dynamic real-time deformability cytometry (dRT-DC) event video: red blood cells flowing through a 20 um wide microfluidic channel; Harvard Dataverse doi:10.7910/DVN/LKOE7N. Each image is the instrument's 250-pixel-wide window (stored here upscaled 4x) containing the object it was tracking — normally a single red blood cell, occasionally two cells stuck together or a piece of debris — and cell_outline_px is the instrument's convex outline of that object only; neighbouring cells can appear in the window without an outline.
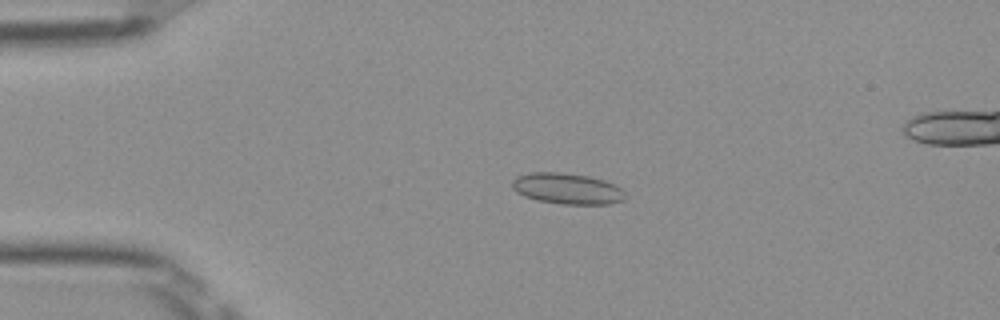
{"species": "Egyptian fruit bat (a non-hibernating species)", "species_latin": "Rousettus aegyptiacus", "temperature_condition": "room temperature", "stored_images_in_passage": 49, "segment_of_instrument_passage": [1, 2], "camera_frame_rate_fps": 3000, "um_per_image_px": 0.085, "frame": {"image": 1, "passage_image": 8, "time_ms": 2.333, "image_size_px": [1000, 320], "cell_outline_px": [[624, 200], [608, 204], [560, 204], [536, 200], [524, 196], [516, 192], [512, 188], [512, 180], [516, 176], [528, 172], [560, 172], [588, 176], [604, 180], [620, 188], [624, 192]], "centroid_in_image_um": [48.15, 16.03], "position_along_channel_um": 36.8, "area_um2": 20.46}}
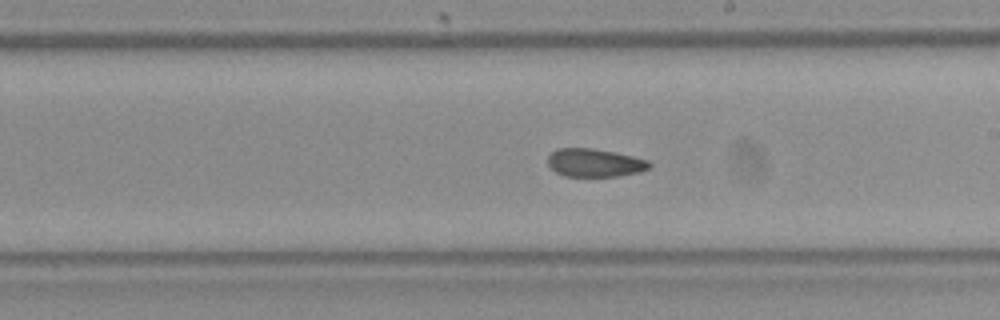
{"frame": {"image": 2, "passage_image": 26, "time_ms": 8.333, "image_size_px": [1000, 320], "cell_outline_px": [[652, 164], [648, 168], [640, 172], [620, 176], [564, 176], [556, 172], [548, 164], [548, 156], [556, 148], [592, 148], [616, 152], [648, 160]], "centroid_in_image_um": [50.55, 13.83], "position_along_channel_um": 238.4, "area_um2": 16.7}}
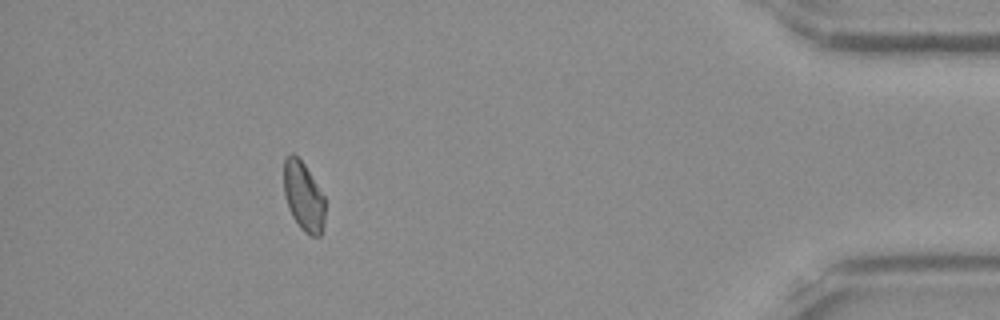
{"frame": {"image": 3, "passage_image": 43, "time_ms": 14.0, "image_size_px": [1000, 320], "cell_outline_px": [[324, 224], [320, 236], [312, 236], [304, 232], [300, 228], [292, 216], [288, 208], [284, 196], [284, 160], [292, 152], [304, 164], [324, 196]], "centroid_in_image_um": [25.78, 16.72], "position_along_channel_um": 409.4, "area_um2": 16.53}}